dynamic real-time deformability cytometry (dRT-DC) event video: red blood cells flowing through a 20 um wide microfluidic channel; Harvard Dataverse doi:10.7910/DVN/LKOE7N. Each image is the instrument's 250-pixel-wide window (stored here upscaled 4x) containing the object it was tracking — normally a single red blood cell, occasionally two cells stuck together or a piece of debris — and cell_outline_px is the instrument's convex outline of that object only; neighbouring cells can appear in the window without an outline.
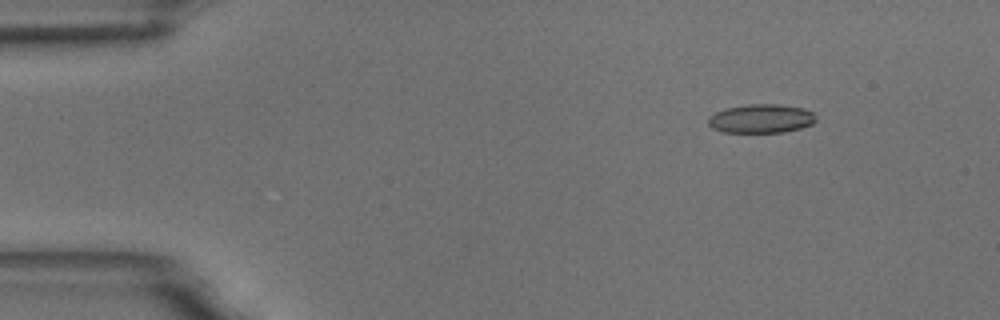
{"species": "common noctule bat (a hibernating species)", "species_latin": "Nyctalus noctula", "temperature_condition": "room temperature", "stored_images_in_passage": 5, "camera_frame_rate_fps": 3000, "um_per_image_px": 0.085, "animal": {"sex": "male", "body_mass_g": 18.8}, "frame": {"image": 1, "passage_image": 2, "time_ms": 1.0, "image_size_px": [1000, 320], "cell_outline_px": [[816, 120], [812, 124], [800, 128], [784, 132], [724, 132], [712, 128], [708, 124], [708, 116], [724, 108], [748, 104], [780, 104], [804, 108], [812, 112], [816, 116]], "centroid_in_image_um": [64.69, 10.07], "position_along_channel_um": 20.3, "area_um2": 18.21}}